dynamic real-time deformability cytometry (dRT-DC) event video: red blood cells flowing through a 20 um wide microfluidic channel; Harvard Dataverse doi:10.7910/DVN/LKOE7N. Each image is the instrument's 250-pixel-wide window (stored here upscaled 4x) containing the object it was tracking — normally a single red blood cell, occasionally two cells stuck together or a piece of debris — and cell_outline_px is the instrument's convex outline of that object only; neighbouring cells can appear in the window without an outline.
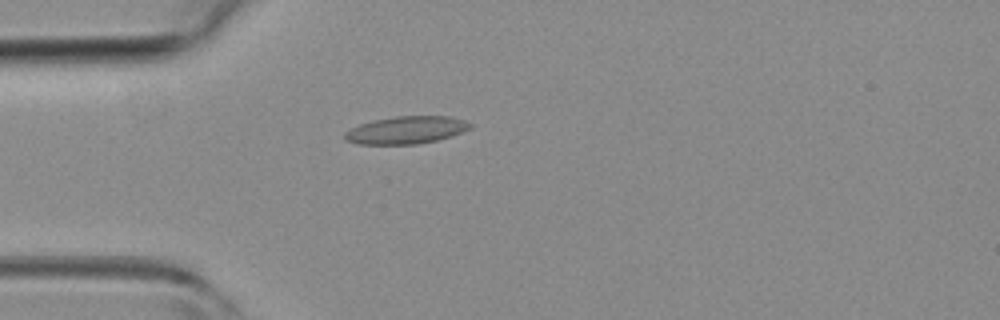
{"species": "common noctule bat (a hibernating species)", "species_latin": "Nyctalus noctula", "temperature_condition": "room temperature", "stored_images_in_passage": 1, "camera_frame_rate_fps": 3000, "um_per_image_px": 0.085, "animal": {"sex": "female", "body_mass_g": 19.3, "forearm_length_mm": 54.1}, "frame": {"image": 1, "passage_image": 1, "time_ms": 0.0, "image_size_px": [1000, 320], "cell_outline_px": [[472, 128], [452, 136], [436, 140], [416, 144], [356, 144], [344, 140], [344, 132], [360, 124], [372, 120], [396, 116], [448, 116], [464, 120], [472, 124]], "centroid_in_image_um": [34.52, 11.05], "position_along_channel_um": 50.5, "area_um2": 20.17}}